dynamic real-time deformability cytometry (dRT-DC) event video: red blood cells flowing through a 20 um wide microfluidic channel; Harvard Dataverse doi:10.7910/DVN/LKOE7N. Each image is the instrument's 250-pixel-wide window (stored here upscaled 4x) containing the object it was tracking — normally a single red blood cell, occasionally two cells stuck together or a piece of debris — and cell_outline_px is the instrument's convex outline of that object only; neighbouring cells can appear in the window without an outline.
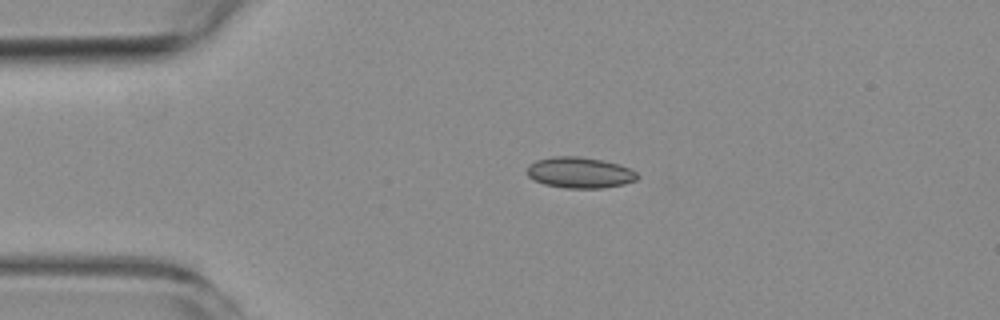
{"species": "common noctule bat (a hibernating species)", "species_latin": "Nyctalus noctula", "temperature_condition": "room temperature", "stored_images_in_passage": 2, "camera_frame_rate_fps": 3000, "um_per_image_px": 0.085, "animal": {"sex": "female", "body_mass_g": 19.3, "forearm_length_mm": 54.1}, "frame": {"image": 1, "passage_image": 2, "time_ms": 1.667, "image_size_px": [1000, 320], "cell_outline_px": [[640, 176], [636, 180], [624, 184], [604, 188], [564, 188], [544, 184], [532, 180], [528, 176], [528, 164], [536, 160], [552, 156], [580, 156], [604, 160], [620, 164], [632, 168]], "centroid_in_image_um": [49.3, 14.66], "position_along_channel_um": 35.7, "area_um2": 20.29}}